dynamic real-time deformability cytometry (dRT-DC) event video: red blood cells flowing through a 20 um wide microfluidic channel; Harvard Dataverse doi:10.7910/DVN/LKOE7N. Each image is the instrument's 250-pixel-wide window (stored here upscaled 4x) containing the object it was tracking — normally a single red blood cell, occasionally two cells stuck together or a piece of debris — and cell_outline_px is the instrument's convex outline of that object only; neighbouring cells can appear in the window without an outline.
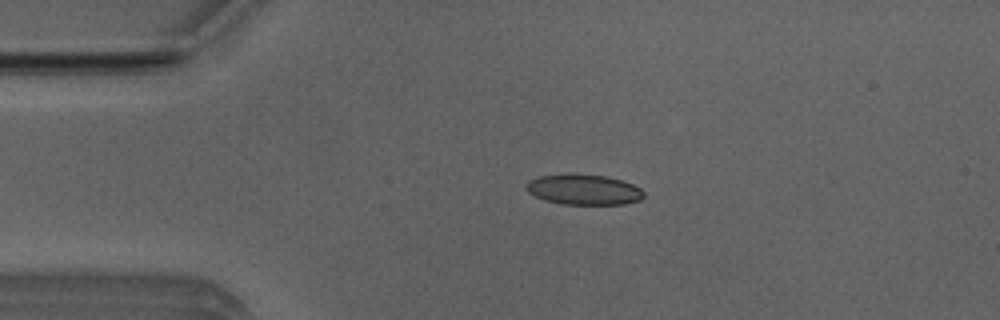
{"species": "Egyptian fruit bat (a non-hibernating species)", "species_latin": "Rousettus aegyptiacus", "temperature_condition": "room temperature", "stored_images_in_passage": 4, "camera_frame_rate_fps": 3000, "um_per_image_px": 0.085, "animal": {"sex": "male"}, "frame": {"image": 1, "passage_image": 3, "time_ms": 0.667, "image_size_px": [1000, 320], "cell_outline_px": [[644, 196], [640, 200], [624, 204], [564, 204], [544, 200], [528, 192], [524, 184], [528, 180], [540, 176], [572, 172], [604, 176], [620, 180], [632, 184], [640, 188], [644, 192]], "centroid_in_image_um": [49.58, 16.09], "position_along_channel_um": 35.4, "area_um2": 21.04}}